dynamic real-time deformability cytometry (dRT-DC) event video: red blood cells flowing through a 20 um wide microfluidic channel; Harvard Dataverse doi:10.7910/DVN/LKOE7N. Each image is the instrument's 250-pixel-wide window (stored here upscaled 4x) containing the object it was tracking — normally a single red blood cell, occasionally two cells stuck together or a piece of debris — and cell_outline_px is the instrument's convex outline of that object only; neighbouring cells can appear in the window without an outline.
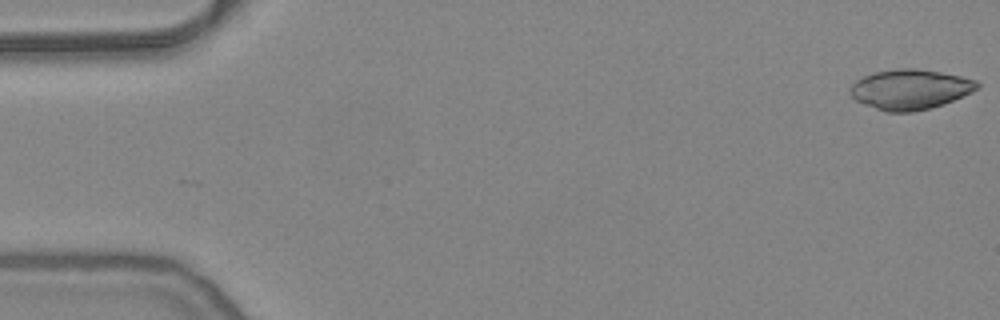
{"species": "common noctule bat (a hibernating species)", "species_latin": "Nyctalus noctula", "temperature_condition": "warm", "stored_images_in_passage": 53, "camera_frame_rate_fps": 3000, "um_per_image_px": 0.085, "animal": {"sex": "female", "body_mass_g": 24.6, "forearm_length_mm": 56.2}, "frame": {"image": 1, "passage_image": 1, "time_ms": 0.0, "image_size_px": [1000, 320], "cell_outline_px": [[980, 88], [972, 92], [944, 104], [932, 108], [912, 112], [884, 112], [864, 104], [856, 100], [848, 92], [852, 84], [856, 80], [872, 72], [896, 68], [916, 68], [940, 72], [960, 76], [976, 80], [980, 84]], "centroid_in_image_um": [77.35, 7.6], "position_along_channel_um": 7.6, "area_um2": 29.94}}
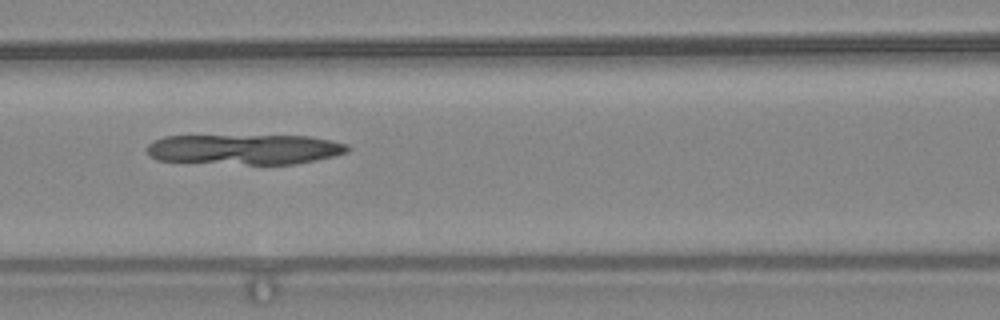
{"frame": {"image": 2, "passage_image": 23, "time_ms": 7.333, "image_size_px": [1000, 320], "cell_outline_px": [[352, 148], [348, 152], [336, 156], [296, 164], [248, 164], [156, 160], [148, 156], [144, 148], [152, 140], [164, 136], [308, 136], [332, 140], [348, 144]], "centroid_in_image_um": [20.8, 12.69], "position_along_channel_um": 145.8, "area_um2": 35.66}}
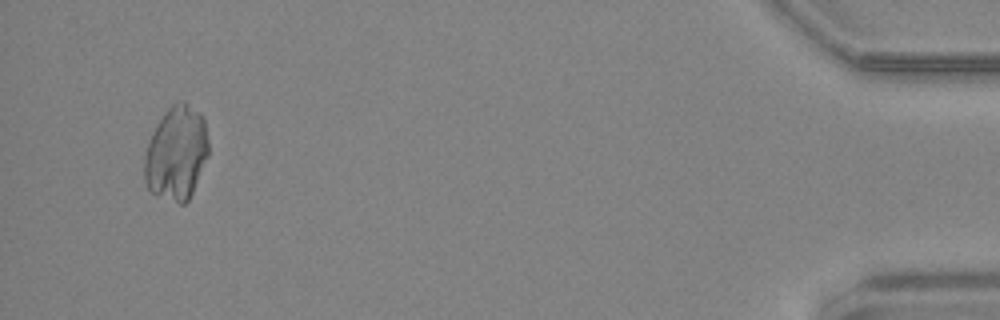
{"frame": {"image": 3, "passage_image": 51, "time_ms": 16.667, "image_size_px": [1000, 320], "cell_outline_px": [[208, 156], [192, 192], [188, 200], [184, 204], [180, 204], [152, 192], [148, 188], [144, 180], [144, 156], [148, 140], [156, 124], [164, 112], [172, 104], [180, 100], [184, 100], [200, 112], [204, 120], [208, 140]], "centroid_in_image_um": [14.98, 12.98], "position_along_channel_um": 420.2, "area_um2": 35.26}}